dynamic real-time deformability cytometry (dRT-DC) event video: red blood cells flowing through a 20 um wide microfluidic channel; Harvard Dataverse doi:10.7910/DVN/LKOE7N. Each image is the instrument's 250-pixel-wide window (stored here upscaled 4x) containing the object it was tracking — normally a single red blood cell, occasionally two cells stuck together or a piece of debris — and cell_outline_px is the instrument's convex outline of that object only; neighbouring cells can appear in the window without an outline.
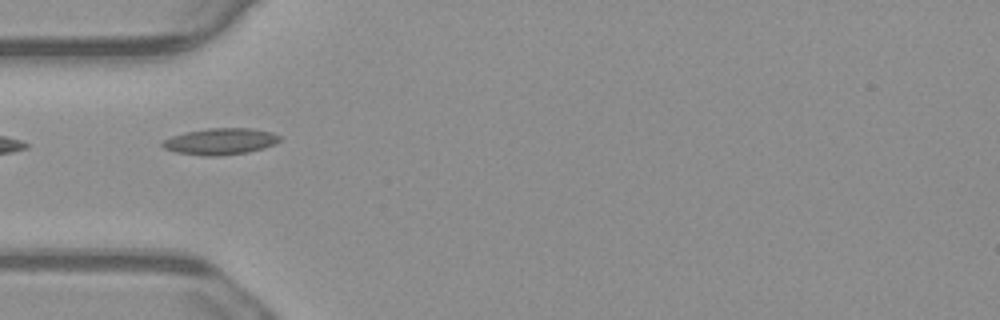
{"species": "common noctule bat (a hibernating species)", "species_latin": "Nyctalus noctula", "temperature_condition": "warm", "stored_images_in_passage": 39, "camera_frame_rate_fps": 3000, "um_per_image_px": 0.085, "animal": {"sex": "male", "body_mass_g": 23.1, "forearm_length_mm": 52.7}, "frame": {"image": 1, "passage_image": 1, "time_ms": 0.0, "image_size_px": [1000, 320], "cell_outline_px": [[280, 140], [276, 144], [264, 148], [248, 152], [216, 156], [204, 156], [176, 152], [164, 148], [160, 144], [164, 140], [172, 136], [184, 132], [208, 128], [252, 128], [272, 132], [280, 136]], "centroid_in_image_um": [18.74, 12.01], "position_along_channel_um": 66.3, "area_um2": 18.15}}
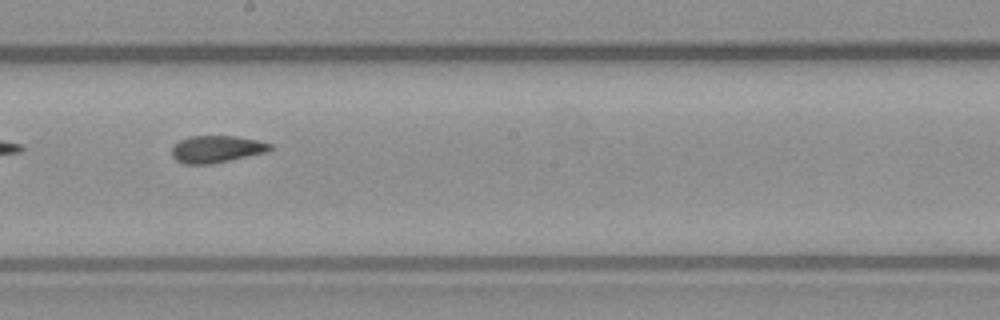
{"frame": {"image": 2, "passage_image": 14, "time_ms": 4.333, "image_size_px": [1000, 320], "cell_outline_px": [[272, 148], [268, 152], [212, 164], [184, 164], [176, 160], [172, 156], [172, 148], [180, 140], [192, 136], [236, 136], [256, 140], [272, 144]], "centroid_in_image_um": [18.42, 12.68], "position_along_channel_um": 229.8, "area_um2": 15.49}}
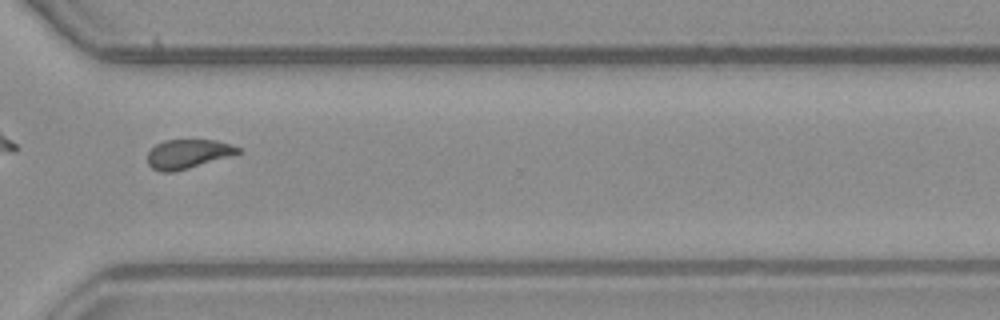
{"frame": {"image": 3, "passage_image": 24, "time_ms": 7.667, "image_size_px": [1000, 320], "cell_outline_px": [[240, 152], [228, 156], [188, 168], [172, 172], [160, 172], [152, 168], [148, 164], [148, 152], [156, 144], [164, 140], [216, 140], [240, 148]], "centroid_in_image_um": [15.91, 13.08], "position_along_channel_um": 354.7, "area_um2": 15.03}, "authors_computed_cell_mechanics": {"area_um2": 15.8372, "velocity_mm_per_s": 3.7481, "shape_relaxation_time_tau1_ms": null, "shape_relaxation_time_tau2_ms": 2.5162, "deformation_change_tau1": null, "deformation_change_tau2": 0.0864}}